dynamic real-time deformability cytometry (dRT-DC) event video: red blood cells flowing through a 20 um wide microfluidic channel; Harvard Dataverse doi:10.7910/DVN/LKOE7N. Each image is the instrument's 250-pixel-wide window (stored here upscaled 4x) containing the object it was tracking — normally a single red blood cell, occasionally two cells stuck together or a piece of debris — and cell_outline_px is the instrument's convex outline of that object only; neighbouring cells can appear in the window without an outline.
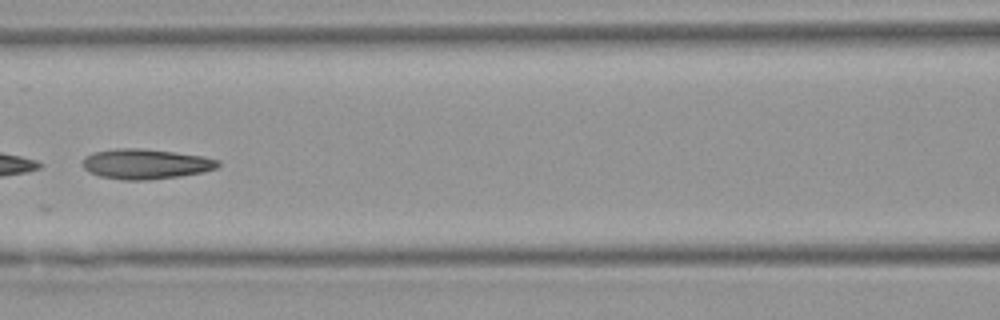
{"species": "Egyptian fruit bat (a non-hibernating species)", "species_latin": "Rousettus aegyptiacus", "temperature_condition": "warm", "stored_images_in_passage": 7, "camera_frame_rate_fps": 3000, "um_per_image_px": 0.085, "animal": {"sex": "female"}, "frame": {"image": 1, "passage_image": 7, "time_ms": 7.333, "image_size_px": [1000, 320], "cell_outline_px": [[220, 164], [216, 168], [204, 172], [180, 176], [148, 180], [120, 180], [100, 176], [88, 172], [80, 164], [84, 156], [92, 152], [116, 148], [140, 148], [204, 156], [220, 160]], "centroid_in_image_um": [12.34, 13.94], "position_along_channel_um": 154.3, "area_um2": 24.04}}